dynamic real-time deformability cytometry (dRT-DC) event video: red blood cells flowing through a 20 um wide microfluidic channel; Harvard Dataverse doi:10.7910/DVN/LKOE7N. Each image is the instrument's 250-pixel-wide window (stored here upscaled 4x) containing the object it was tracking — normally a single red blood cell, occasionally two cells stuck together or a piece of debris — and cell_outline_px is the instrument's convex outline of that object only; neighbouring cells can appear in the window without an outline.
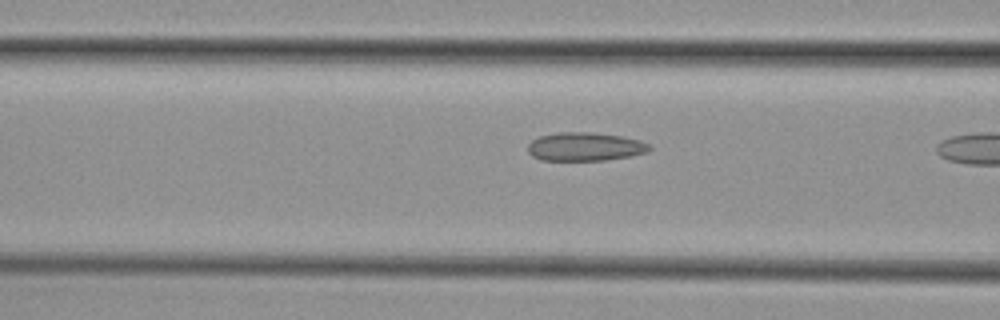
{"species": "common noctule bat (a hibernating species)", "species_latin": "Nyctalus noctula", "temperature_condition": "cold", "stored_images_in_passage": 10, "camera_frame_rate_fps": 3000, "um_per_image_px": 0.085, "animal": {"sex": "female", "body_mass_g": 29.2, "forearm_length_mm": 56.3}, "frame": {"image": 1, "passage_image": 9, "time_ms": 2.667, "image_size_px": [1000, 320], "cell_outline_px": [[652, 148], [648, 152], [632, 156], [604, 160], [540, 160], [532, 156], [528, 152], [528, 144], [532, 140], [540, 136], [560, 132], [592, 132], [620, 136], [640, 140], [648, 144]], "centroid_in_image_um": [49.73, 12.47], "position_along_channel_um": 116.9, "area_um2": 20.23}}